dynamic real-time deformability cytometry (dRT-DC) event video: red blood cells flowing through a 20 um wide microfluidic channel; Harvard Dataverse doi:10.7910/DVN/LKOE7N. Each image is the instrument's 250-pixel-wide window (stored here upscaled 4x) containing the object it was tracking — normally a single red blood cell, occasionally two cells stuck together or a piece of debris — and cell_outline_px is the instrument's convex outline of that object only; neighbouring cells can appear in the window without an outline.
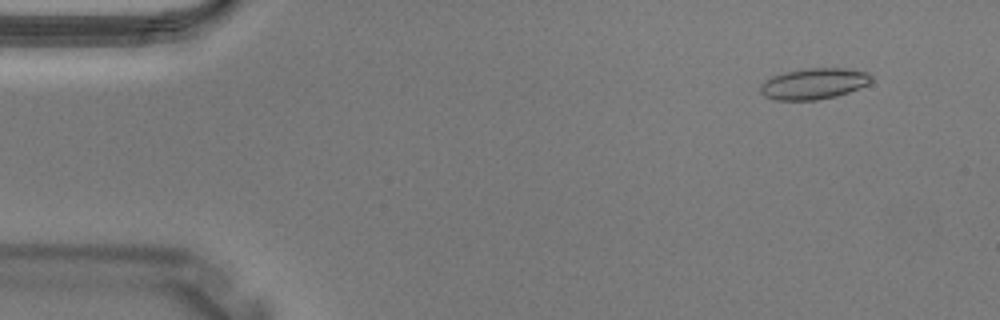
{"species": "Egyptian fruit bat (a non-hibernating species)", "species_latin": "Rousettus aegyptiacus", "temperature_condition": "warm", "stored_images_in_passage": 3, "camera_frame_rate_fps": 3000, "um_per_image_px": 0.085, "animal": {"sex": "male"}, "frame": {"image": 1, "passage_image": 1, "time_ms": 0.0, "image_size_px": [1000, 320], "cell_outline_px": [[872, 80], [868, 84], [848, 92], [836, 96], [816, 100], [776, 100], [764, 96], [760, 92], [760, 84], [772, 76], [788, 72], [808, 68], [844, 68], [868, 72], [872, 76]], "centroid_in_image_um": [69.18, 7.12], "position_along_channel_um": 15.8, "area_um2": 19.94}}